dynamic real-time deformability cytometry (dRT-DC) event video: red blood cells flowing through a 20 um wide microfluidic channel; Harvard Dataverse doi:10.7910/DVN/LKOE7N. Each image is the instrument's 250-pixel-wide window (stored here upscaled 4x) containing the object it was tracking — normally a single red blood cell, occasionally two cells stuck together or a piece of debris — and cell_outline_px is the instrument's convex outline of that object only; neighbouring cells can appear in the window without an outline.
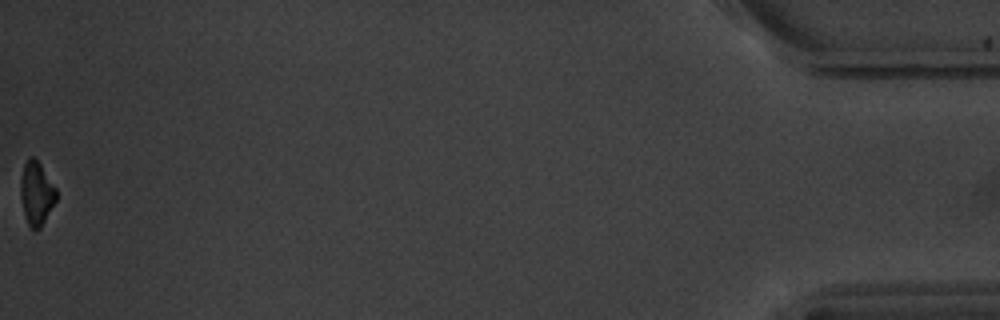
{"species": "common noctule bat (a hibernating species)", "species_latin": "Nyctalus noctula", "temperature_condition": "warm", "stored_images_in_passage": 16, "camera_frame_rate_fps": 3000, "um_per_image_px": 0.085, "animal": {"sex": "male", "body_mass_g": 20.1, "forearm_length_mm": 53.5}, "frame": {"image": 1, "passage_image": 16, "time_ms": 20.0, "image_size_px": [1000, 320], "cell_outline_px": [[56, 200], [40, 228], [32, 228], [28, 224], [24, 216], [20, 196], [20, 180], [24, 164], [32, 156], [40, 164], [56, 188]], "centroid_in_image_um": [3.08, 16.43], "position_along_channel_um": 432.1, "area_um2": 12.95}}